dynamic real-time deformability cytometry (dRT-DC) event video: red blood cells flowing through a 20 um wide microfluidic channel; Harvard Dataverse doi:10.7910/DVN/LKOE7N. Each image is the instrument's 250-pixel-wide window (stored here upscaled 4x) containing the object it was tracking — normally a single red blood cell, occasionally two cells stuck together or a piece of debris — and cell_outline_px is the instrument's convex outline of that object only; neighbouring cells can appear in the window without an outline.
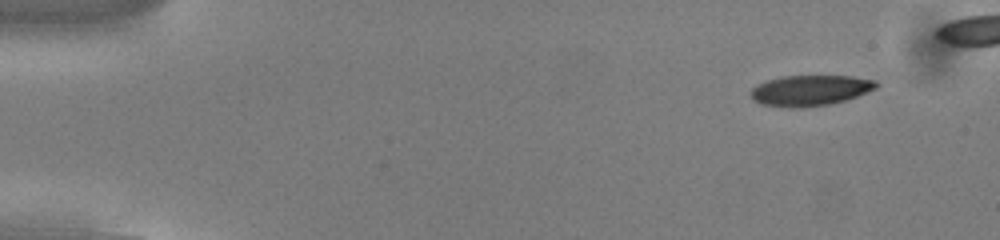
{"species": "common noctule bat (a hibernating species)", "species_latin": "Nyctalus noctula", "temperature_condition": "cold", "stored_images_in_passage": 49, "camera_frame_rate_fps": 3000, "um_per_image_px": 0.085, "animal": {"sex": "male", "body_mass_g": 13.0, "forearm_length_mm": 53.1}, "frame": {"image": 1, "passage_image": 5, "time_ms": 1.333, "image_size_px": [1000, 240], "cell_outline_px": [[880, 84], [876, 88], [856, 96], [844, 100], [828, 104], [800, 108], [788, 108], [760, 104], [752, 100], [752, 88], [768, 80], [784, 76], [852, 76], [876, 80]], "centroid_in_image_um": [68.87, 7.69], "position_along_channel_um": 16.1, "area_um2": 22.25}}
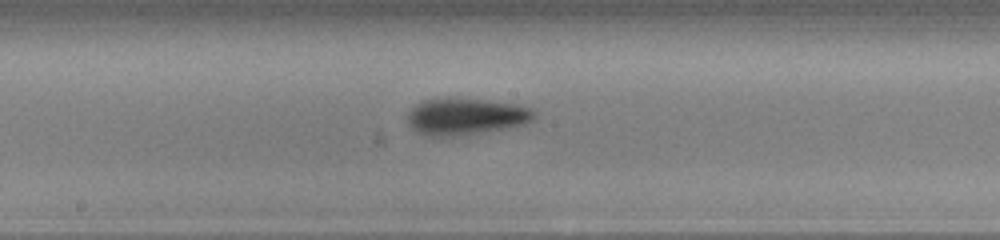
{"frame": {"image": 2, "passage_image": 29, "time_ms": 9.333, "image_size_px": [1000, 240], "cell_outline_px": [[536, 116], [532, 120], [524, 124], [508, 128], [464, 136], [424, 136], [416, 132], [408, 124], [408, 112], [420, 100], [448, 96], [452, 96], [488, 100], [516, 104], [532, 108], [536, 112]], "centroid_in_image_um": [39.58, 9.88], "position_along_channel_um": 208.6, "area_um2": 28.09}}
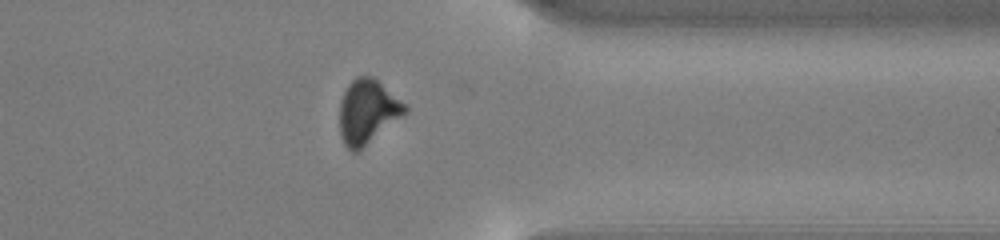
{"frame": {"image": 3, "passage_image": 43, "time_ms": 14.0, "image_size_px": [1000, 240], "cell_outline_px": [[408, 112], [356, 152], [352, 152], [344, 144], [340, 136], [340, 100], [348, 84], [356, 76], [372, 76], [404, 104], [408, 108]], "centroid_in_image_um": [31.21, 9.49], "position_along_channel_um": 380.2, "area_um2": 23.99}, "authors_computed_cell_mechanics": {"area_um2": 24.6228, "velocity_mm_per_s": 3.8345, "shape_relaxation_time_tau1_ms": 3.0274, "shape_relaxation_time_tau2_ms": 10.0679, "deformation_change_tau1": 0.13, "deformation_change_tau2": 0.1696}}